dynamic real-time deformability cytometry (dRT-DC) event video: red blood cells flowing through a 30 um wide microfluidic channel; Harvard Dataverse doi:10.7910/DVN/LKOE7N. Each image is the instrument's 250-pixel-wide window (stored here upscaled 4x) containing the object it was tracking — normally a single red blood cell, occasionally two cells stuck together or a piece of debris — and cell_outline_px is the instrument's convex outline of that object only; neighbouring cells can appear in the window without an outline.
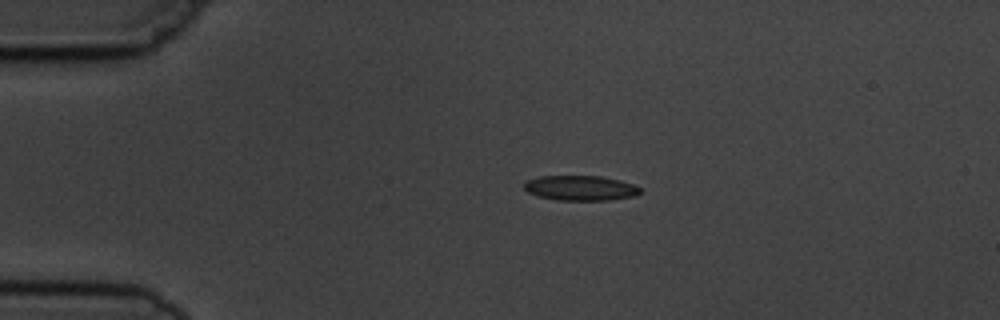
{"species": "common noctule bat (a hibernating species)", "species_latin": "Nyctalus noctula", "temperature_condition": "cold", "stored_images_in_passage": 3, "camera_frame_rate_fps": 3000, "um_per_image_px": 0.085, "animal": {"sex": "male", "body_mass_g": 19.5, "forearm_length_mm": 54.6}, "frame": {"image": 1, "passage_image": 2, "time_ms": 2.0, "image_size_px": [1000, 320], "cell_outline_px": [[640, 192], [636, 196], [608, 200], [556, 200], [536, 196], [528, 192], [524, 188], [524, 184], [528, 180], [540, 176], [600, 176], [620, 180], [632, 184], [640, 188]], "centroid_in_image_um": [49.33, 15.99], "position_along_channel_um": 35.7, "area_um2": 16.88}}